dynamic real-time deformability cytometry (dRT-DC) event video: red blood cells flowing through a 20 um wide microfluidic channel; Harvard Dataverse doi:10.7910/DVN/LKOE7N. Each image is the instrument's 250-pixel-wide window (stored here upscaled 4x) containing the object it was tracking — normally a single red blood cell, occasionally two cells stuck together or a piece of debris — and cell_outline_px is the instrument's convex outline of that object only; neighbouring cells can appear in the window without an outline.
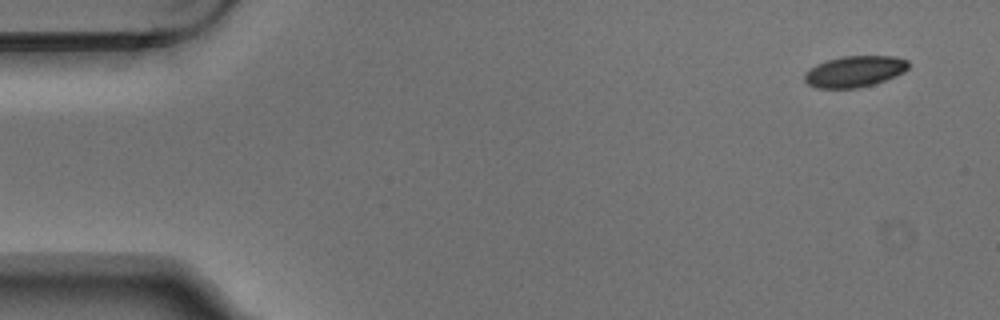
{"species": "Egyptian fruit bat (a non-hibernating species)", "species_latin": "Rousettus aegyptiacus", "temperature_condition": "warm", "stored_images_in_passage": 7, "camera_frame_rate_fps": 3000, "um_per_image_px": 0.085, "animal": {"sex": "male"}, "frame": {"image": 1, "passage_image": 1, "time_ms": 0.0, "image_size_px": [1000, 320], "cell_outline_px": [[908, 68], [904, 72], [896, 76], [872, 84], [856, 88], [816, 88], [808, 84], [804, 80], [804, 72], [808, 68], [816, 64], [828, 60], [844, 56], [896, 56], [908, 60]], "centroid_in_image_um": [72.62, 6.07], "position_along_channel_um": 12.4, "area_um2": 18.9}}
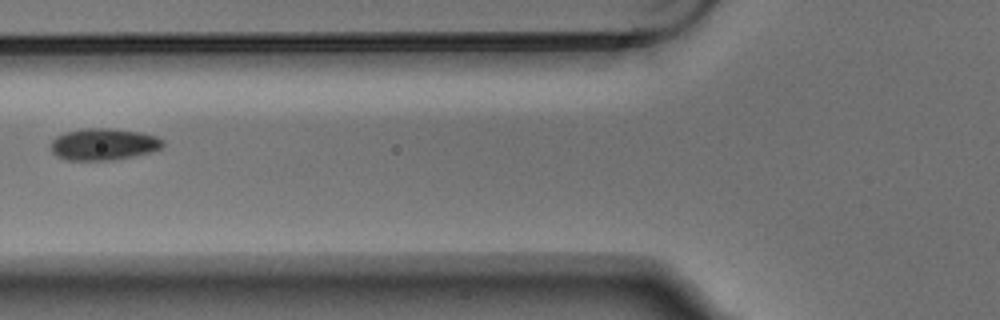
{"frame": {"image": 2, "passage_image": 6, "time_ms": 1.667, "image_size_px": [1000, 320], "cell_outline_px": [[164, 144], [160, 148], [152, 152], [112, 160], [64, 160], [56, 156], [52, 152], [52, 140], [56, 136], [64, 132], [84, 128], [108, 128], [140, 132], [156, 136], [164, 140]], "centroid_in_image_um": [8.79, 12.26], "position_along_channel_um": 117.0, "area_um2": 20.81}}
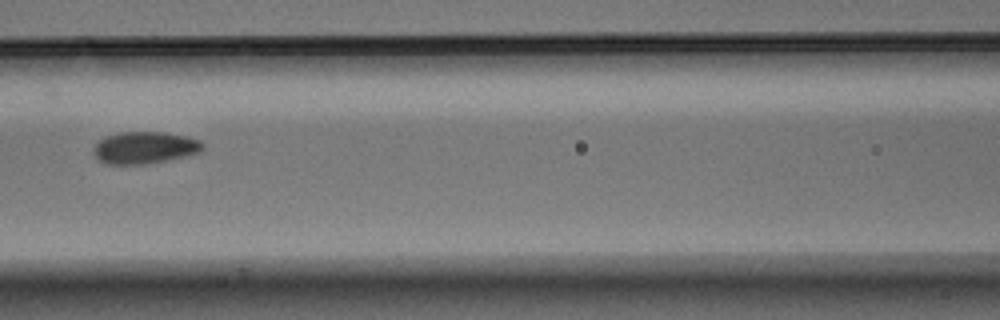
{"frame": {"image": 3, "passage_image": 7, "time_ms": 2.0, "image_size_px": [1000, 320], "cell_outline_px": [[204, 148], [200, 152], [184, 156], [144, 164], [108, 164], [100, 160], [92, 152], [92, 148], [104, 136], [120, 132], [164, 132], [184, 136], [200, 140], [204, 144]], "centroid_in_image_um": [12.28, 12.54], "position_along_channel_um": 154.3, "area_um2": 20.23}}